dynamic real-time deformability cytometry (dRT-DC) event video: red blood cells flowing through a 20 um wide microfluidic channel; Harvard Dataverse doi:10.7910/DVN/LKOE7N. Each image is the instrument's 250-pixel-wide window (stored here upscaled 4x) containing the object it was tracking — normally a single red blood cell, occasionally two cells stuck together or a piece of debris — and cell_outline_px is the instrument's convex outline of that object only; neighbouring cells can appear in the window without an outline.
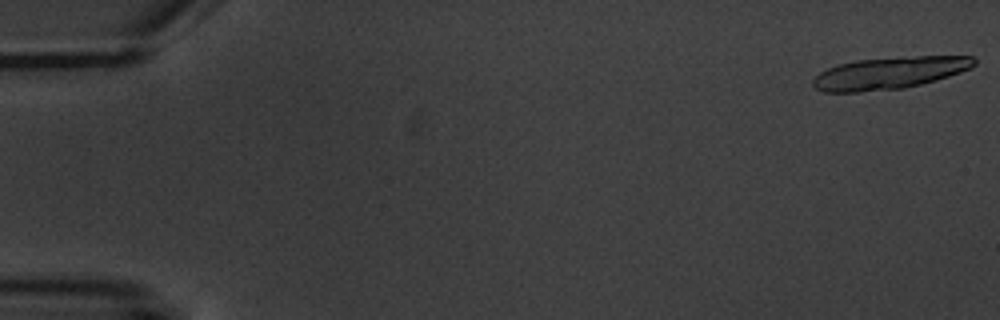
{"species": "common noctule bat (a hibernating species)", "species_latin": "Nyctalus noctula", "temperature_condition": "warm", "stored_images_in_passage": 5, "camera_frame_rate_fps": 3000, "um_per_image_px": 0.085, "animal": {"sex": "male", "body_mass_g": 20.1, "forearm_length_mm": 53.5}, "frame": {"image": 1, "passage_image": 1, "time_ms": 0.0, "image_size_px": [1000, 320], "cell_outline_px": [[976, 64], [972, 68], [936, 80], [904, 88], [856, 92], [824, 92], [816, 88], [812, 84], [812, 80], [820, 72], [828, 68], [840, 64], [856, 60], [900, 56], [972, 56], [976, 60]], "centroid_in_image_um": [75.61, 6.19], "position_along_channel_um": 9.4, "area_um2": 30.17}}